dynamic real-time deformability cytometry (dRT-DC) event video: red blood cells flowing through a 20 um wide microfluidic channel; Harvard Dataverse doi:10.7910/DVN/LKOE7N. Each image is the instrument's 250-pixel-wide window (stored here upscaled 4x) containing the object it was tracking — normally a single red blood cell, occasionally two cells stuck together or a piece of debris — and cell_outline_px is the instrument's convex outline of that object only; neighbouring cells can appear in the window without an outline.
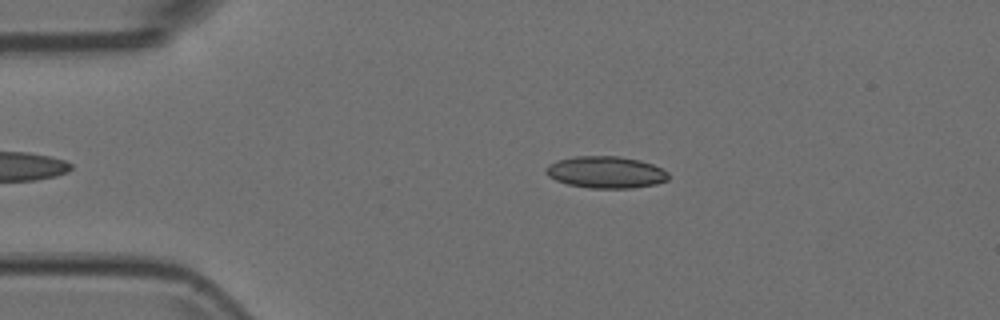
{"species": "Egyptian fruit bat (a non-hibernating species)", "species_latin": "Rousettus aegyptiacus", "temperature_condition": "room temperature", "stored_images_in_passage": 42, "camera_frame_rate_fps": 3000, "um_per_image_px": 0.085, "animal": {"sex": "female"}, "frame": {"image": 1, "passage_image": 6, "time_ms": 1.667, "image_size_px": [1000, 320], "cell_outline_px": [[668, 180], [656, 184], [632, 188], [588, 188], [568, 184], [556, 180], [548, 176], [544, 168], [548, 164], [556, 160], [576, 156], [616, 156], [640, 160], [652, 164], [668, 172]], "centroid_in_image_um": [51.47, 14.64], "position_along_channel_um": 33.5, "area_um2": 22.77}}
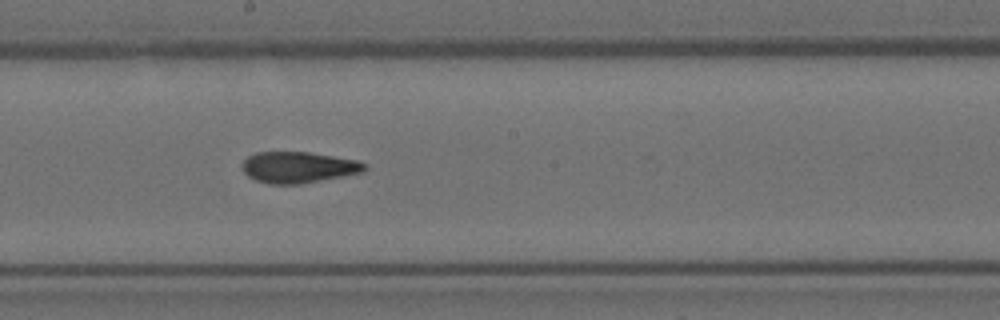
{"frame": {"image": 2, "passage_image": 24, "time_ms": 7.667, "image_size_px": [1000, 320], "cell_outline_px": [[368, 168], [364, 172], [300, 184], [268, 184], [256, 180], [248, 176], [244, 172], [240, 164], [248, 156], [256, 152], [308, 152], [360, 160], [368, 164]], "centroid_in_image_um": [25.39, 14.21], "position_along_channel_um": 222.8, "area_um2": 22.48}}
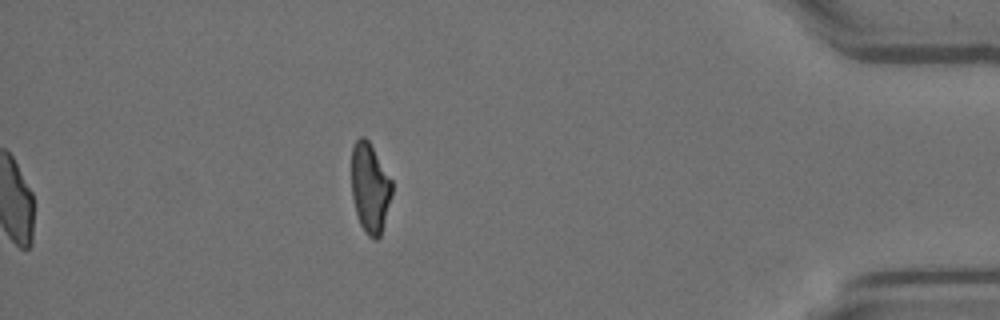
{"frame": {"image": 3, "passage_image": 42, "time_ms": 13.667, "image_size_px": [1000, 320], "cell_outline_px": [[392, 192], [380, 236], [376, 240], [372, 240], [364, 232], [360, 224], [356, 212], [352, 196], [352, 148], [356, 140], [360, 136], [364, 136], [368, 140], [392, 180]], "centroid_in_image_um": [31.44, 15.98], "position_along_channel_um": 403.8, "area_um2": 20.98}}